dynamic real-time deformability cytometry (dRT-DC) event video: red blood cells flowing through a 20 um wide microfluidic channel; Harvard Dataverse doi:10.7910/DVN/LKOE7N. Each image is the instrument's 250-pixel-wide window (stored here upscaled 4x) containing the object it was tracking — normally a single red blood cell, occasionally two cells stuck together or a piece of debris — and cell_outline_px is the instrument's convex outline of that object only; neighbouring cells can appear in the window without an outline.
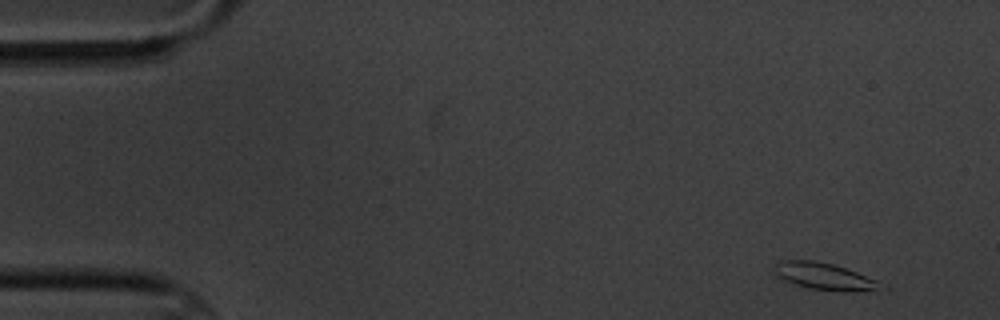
{"species": "common noctule bat (a hibernating species)", "species_latin": "Nyctalus noctula", "temperature_condition": "cold", "stored_images_in_passage": 6, "camera_frame_rate_fps": 3000, "um_per_image_px": 0.085, "animal": {"sex": "male", "body_mass_g": 20.1, "forearm_length_mm": 53.5}, "frame": {"image": 1, "passage_image": 1, "time_ms": 0.0, "image_size_px": [1000, 320], "cell_outline_px": [[880, 284], [876, 288], [852, 292], [840, 292], [808, 288], [784, 280], [776, 276], [772, 272], [772, 268], [776, 264], [784, 260], [812, 260], [832, 264], [856, 272], [876, 280]], "centroid_in_image_um": [69.94, 23.48], "position_along_channel_um": 15.1, "area_um2": 16.36}}
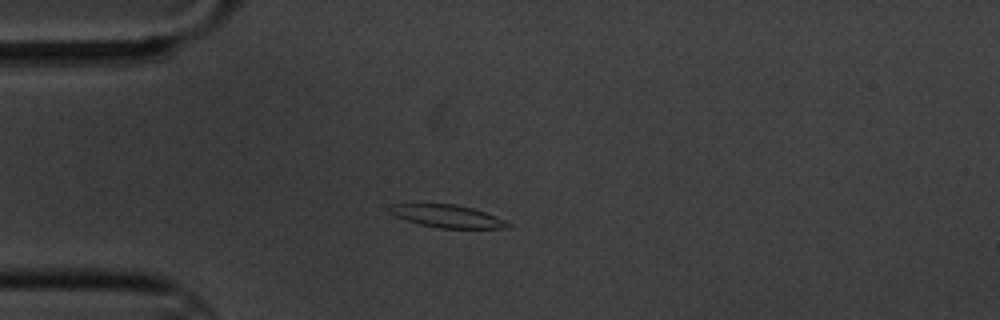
{"frame": {"image": 2, "passage_image": 4, "time_ms": 3.667, "image_size_px": [1000, 320], "cell_outline_px": [[512, 224], [504, 228], [440, 228], [420, 224], [396, 216], [388, 212], [388, 204], [456, 204], [472, 208], [484, 212], [504, 220]], "centroid_in_image_um": [37.98, 18.37], "position_along_channel_um": 47.0, "area_um2": 15.37}}